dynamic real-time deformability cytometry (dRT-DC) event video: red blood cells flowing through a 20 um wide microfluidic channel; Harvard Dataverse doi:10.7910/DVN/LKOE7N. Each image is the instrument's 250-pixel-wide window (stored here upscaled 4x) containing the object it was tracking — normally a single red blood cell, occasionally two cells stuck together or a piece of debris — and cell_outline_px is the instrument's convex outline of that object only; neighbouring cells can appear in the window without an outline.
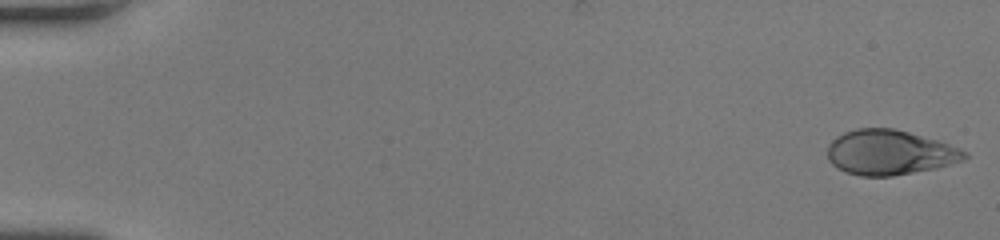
{"species": "human", "species_latin": "Homo sapiens", "temperature_condition": "room temperature", "stored_images_in_passage": 50, "camera_frame_rate_fps": 3000, "um_per_image_px": 0.085, "donor": {"sex": "female"}, "frame": {"image": 1, "passage_image": 1, "time_ms": 0.0, "image_size_px": [1000, 240], "cell_outline_px": [[968, 156], [964, 160], [936, 168], [892, 176], [860, 176], [844, 172], [836, 168], [828, 160], [828, 144], [836, 136], [844, 132], [856, 128], [892, 128], [908, 132], [936, 140], [960, 148], [968, 152]], "centroid_in_image_um": [75.59, 12.96], "position_along_channel_um": 9.4, "area_um2": 35.95}}
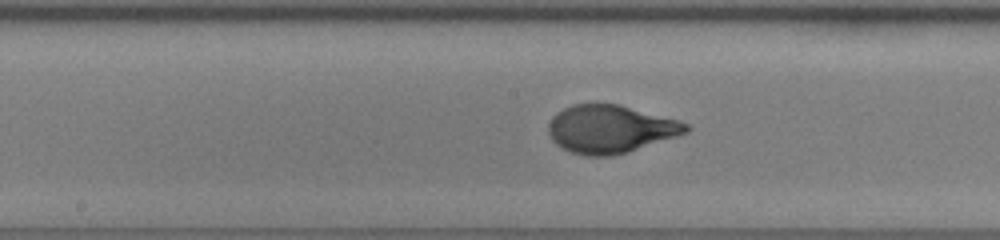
{"frame": {"image": 2, "passage_image": 27, "time_ms": 8.667, "image_size_px": [1000, 240], "cell_outline_px": [[692, 128], [688, 132], [676, 136], [612, 156], [588, 156], [572, 152], [556, 144], [552, 140], [548, 132], [548, 124], [552, 116], [556, 112], [572, 104], [596, 100], [620, 104], [680, 120], [688, 124]], "centroid_in_image_um": [51.85, 10.91], "position_along_channel_um": 196.3, "area_um2": 39.02}}
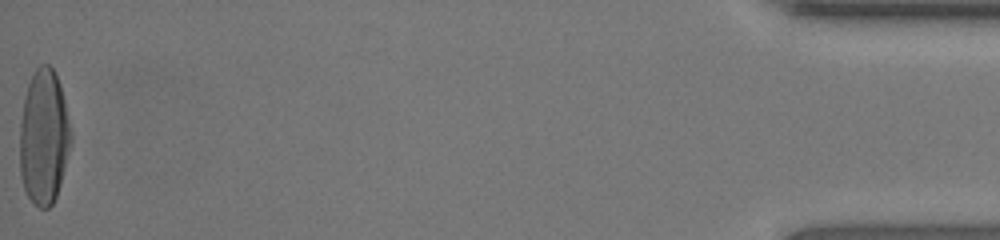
{"frame": {"image": 3, "passage_image": 50, "time_ms": 16.333, "image_size_px": [1000, 240], "cell_outline_px": [[72, 140], [60, 184], [56, 196], [52, 204], [48, 208], [40, 208], [28, 196], [24, 188], [20, 176], [20, 124], [24, 100], [28, 84], [36, 68], [40, 64], [48, 64], [52, 68], [60, 84], [72, 132]], "centroid_in_image_um": [3.73, 11.65], "position_along_channel_um": 431.5, "area_um2": 40.06}, "authors_computed_cell_mechanics": {"area_um2": 37.9746, "velocity_mm_per_s": 4.2697, "shape_relaxation_time_tau1_ms": 3.4123, "shape_relaxation_time_tau2_ms": null, "deformation_change_tau1": 0.2316, "deformation_change_tau2": null}}